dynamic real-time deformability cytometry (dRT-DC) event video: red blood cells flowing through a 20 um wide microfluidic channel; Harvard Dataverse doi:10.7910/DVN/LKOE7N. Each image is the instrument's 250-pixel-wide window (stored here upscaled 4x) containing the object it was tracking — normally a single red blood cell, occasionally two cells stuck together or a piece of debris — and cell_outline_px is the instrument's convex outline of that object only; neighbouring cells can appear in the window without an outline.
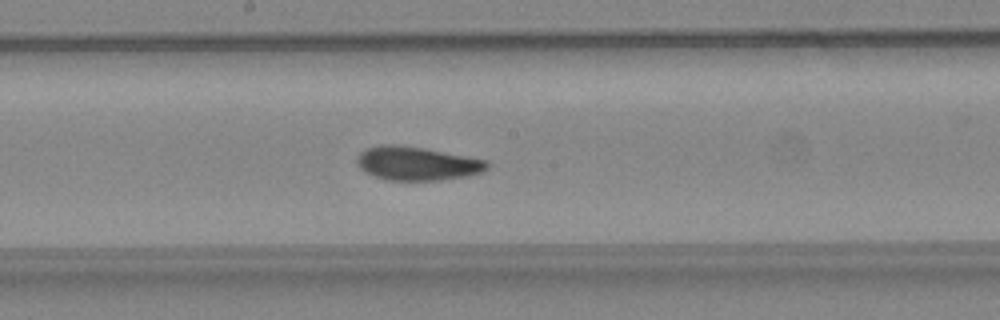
{"species": "common noctule bat (a hibernating species)", "species_latin": "Nyctalus noctula", "temperature_condition": "warm", "stored_images_in_passage": 38, "camera_frame_rate_fps": 3000, "um_per_image_px": 0.085, "animal": {"sex": "female", "body_mass_g": 24.6, "forearm_length_mm": 56.2}, "frame": {"image": 1, "passage_image": 16, "time_ms": 5.0, "image_size_px": [1000, 320], "cell_outline_px": [[488, 168], [480, 172], [468, 176], [440, 180], [384, 180], [360, 168], [356, 160], [360, 152], [368, 148], [380, 144], [400, 144], [424, 148], [488, 160]], "centroid_in_image_um": [35.45, 13.88], "position_along_channel_um": 212.7, "area_um2": 25.49}}
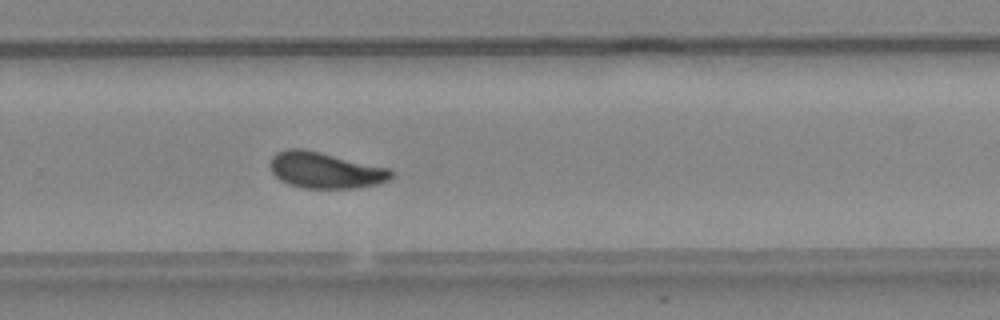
{"frame": {"image": 2, "passage_image": 22, "time_ms": 7.0, "image_size_px": [1000, 320], "cell_outline_px": [[392, 176], [388, 180], [376, 184], [360, 188], [304, 188], [288, 184], [280, 180], [272, 172], [268, 164], [272, 156], [276, 152], [288, 148], [304, 148], [392, 168]], "centroid_in_image_um": [27.64, 14.45], "position_along_channel_um": 302.2, "area_um2": 25.89}, "authors_computed_cell_mechanics": {"area_um2": 25.0852, "velocity_mm_per_s": 4.5048, "shape_relaxation_time_tau1_ms": 4.0375, "shape_relaxation_time_tau2_ms": 1.4006, "deformation_change_tau1": 0.1528, "deformation_change_tau2": 0.0742}}